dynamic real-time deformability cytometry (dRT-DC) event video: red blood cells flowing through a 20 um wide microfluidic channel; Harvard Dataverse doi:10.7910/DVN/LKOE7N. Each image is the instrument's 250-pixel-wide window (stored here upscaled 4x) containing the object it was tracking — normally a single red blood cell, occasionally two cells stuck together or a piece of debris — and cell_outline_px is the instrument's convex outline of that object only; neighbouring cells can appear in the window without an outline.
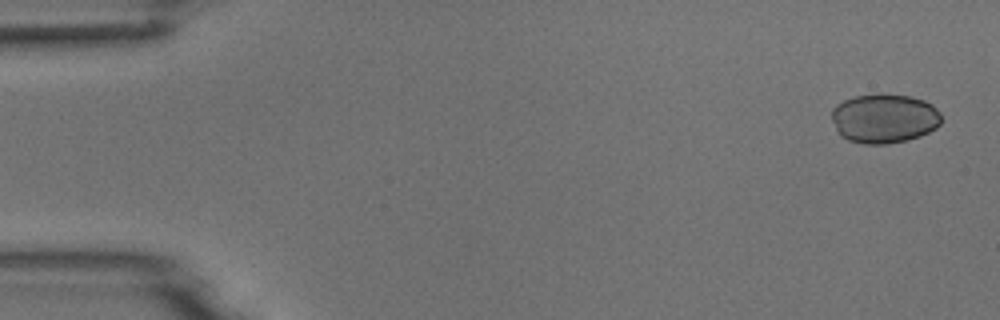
{"species": "common noctule bat (a hibernating species)", "species_latin": "Nyctalus noctula", "temperature_condition": "room temperature", "stored_images_in_passage": 4, "camera_frame_rate_fps": 3000, "um_per_image_px": 0.085, "animal": {"sex": "male", "body_mass_g": 18.8}, "frame": {"image": 1, "passage_image": 1, "time_ms": 0.0, "image_size_px": [1000, 320], "cell_outline_px": [[940, 124], [936, 128], [920, 136], [908, 140], [888, 144], [864, 144], [848, 140], [840, 136], [836, 132], [832, 120], [832, 108], [836, 104], [844, 100], [856, 96], [912, 96], [924, 100], [932, 104], [940, 112]], "centroid_in_image_um": [75.15, 10.1], "position_along_channel_um": 9.9, "area_um2": 31.33}}